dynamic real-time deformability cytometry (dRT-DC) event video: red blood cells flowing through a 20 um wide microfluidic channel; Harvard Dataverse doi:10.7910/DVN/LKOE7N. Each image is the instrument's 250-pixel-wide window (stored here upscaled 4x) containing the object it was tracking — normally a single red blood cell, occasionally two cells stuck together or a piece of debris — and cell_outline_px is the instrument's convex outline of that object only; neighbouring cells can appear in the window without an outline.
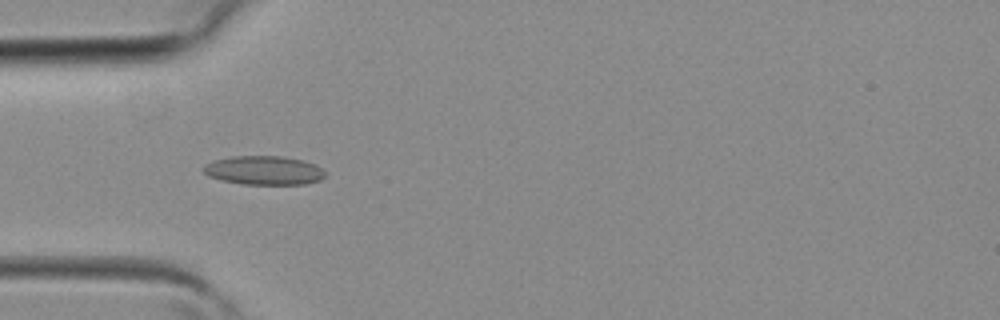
{"species": "common noctule bat (a hibernating species)", "species_latin": "Nyctalus noctula", "temperature_condition": "room temperature", "stored_images_in_passage": 38, "camera_frame_rate_fps": 3000, "um_per_image_px": 0.085, "animal": {"sex": "female", "body_mass_g": 19.3, "forearm_length_mm": 54.1}, "frame": {"image": 1, "passage_image": 11, "time_ms": 3.333, "image_size_px": [1000, 320], "cell_outline_px": [[324, 176], [320, 180], [304, 184], [240, 184], [220, 180], [208, 176], [204, 172], [204, 164], [212, 160], [232, 156], [284, 156], [304, 160], [316, 164], [324, 172]], "centroid_in_image_um": [22.41, 14.47], "position_along_channel_um": 62.6, "area_um2": 20.63}}
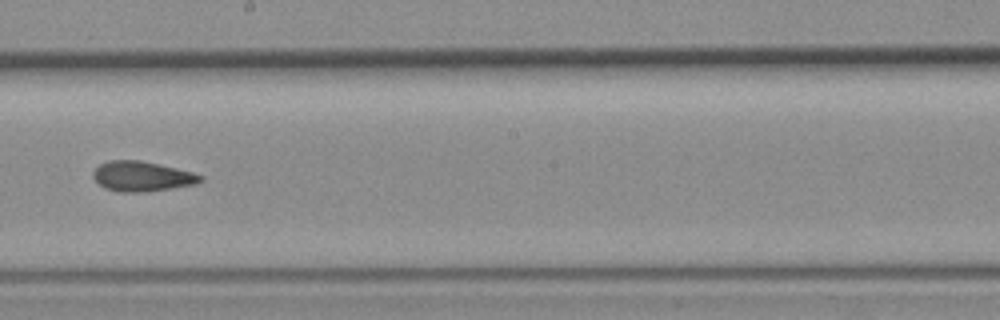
{"frame": {"image": 2, "passage_image": 21, "time_ms": 6.667, "image_size_px": [1000, 320], "cell_outline_px": [[204, 180], [196, 184], [172, 188], [144, 192], [120, 192], [104, 188], [92, 176], [92, 172], [100, 164], [108, 160], [140, 160], [176, 168], [192, 172], [204, 176]], "centroid_in_image_um": [12.07, 14.99], "position_along_channel_um": 236.1, "area_um2": 18.79}}
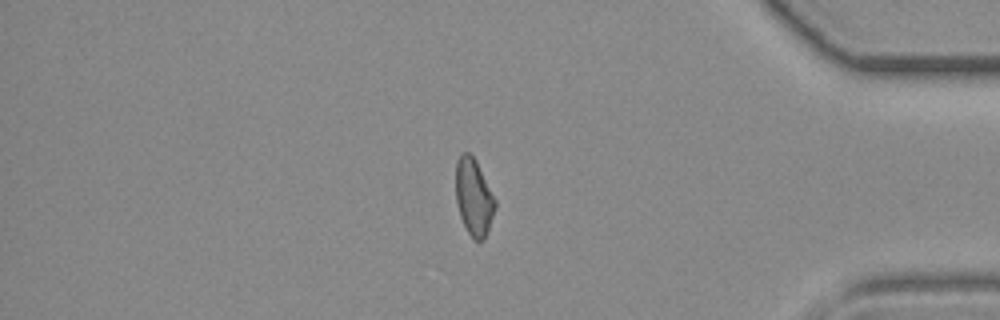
{"frame": {"image": 3, "passage_image": 32, "time_ms": 10.333, "image_size_px": [1000, 320], "cell_outline_px": [[496, 208], [484, 240], [472, 240], [460, 216], [456, 204], [456, 160], [460, 152], [468, 152], [476, 160], [496, 200]], "centroid_in_image_um": [40.26, 16.74], "position_along_channel_um": 394.9, "area_um2": 17.74}}